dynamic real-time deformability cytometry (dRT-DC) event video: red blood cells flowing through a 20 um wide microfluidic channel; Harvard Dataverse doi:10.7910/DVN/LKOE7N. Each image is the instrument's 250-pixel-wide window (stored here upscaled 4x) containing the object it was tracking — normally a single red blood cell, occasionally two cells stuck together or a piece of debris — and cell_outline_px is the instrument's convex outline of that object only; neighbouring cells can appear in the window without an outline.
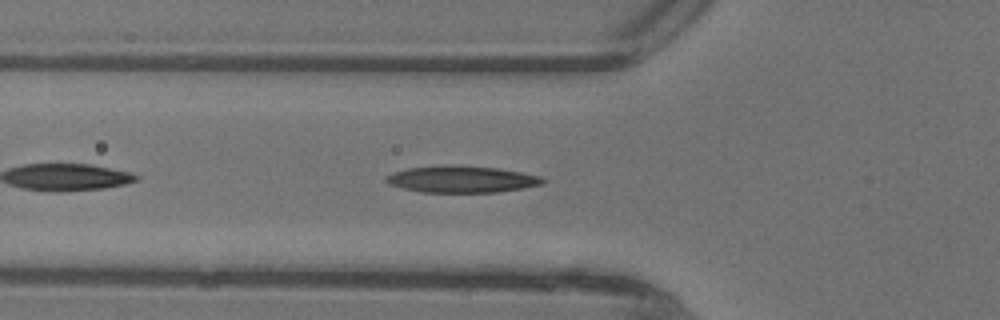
{"species": "common noctule bat (a hibernating species)", "species_latin": "Nyctalus noctula", "temperature_condition": "warm", "stored_images_in_passage": 5, "camera_frame_rate_fps": 3000, "um_per_image_px": 0.085, "animal": {"sex": "female"}, "frame": {"image": 1, "passage_image": 4, "time_ms": 1.0, "image_size_px": [1000, 320], "cell_outline_px": [[548, 180], [544, 184], [524, 188], [496, 192], [420, 192], [388, 184], [384, 180], [392, 172], [408, 168], [444, 164], [452, 164], [496, 168], [520, 172], [540, 176]], "centroid_in_image_um": [39.25, 15.22], "position_along_channel_um": 86.6, "area_um2": 24.57}}